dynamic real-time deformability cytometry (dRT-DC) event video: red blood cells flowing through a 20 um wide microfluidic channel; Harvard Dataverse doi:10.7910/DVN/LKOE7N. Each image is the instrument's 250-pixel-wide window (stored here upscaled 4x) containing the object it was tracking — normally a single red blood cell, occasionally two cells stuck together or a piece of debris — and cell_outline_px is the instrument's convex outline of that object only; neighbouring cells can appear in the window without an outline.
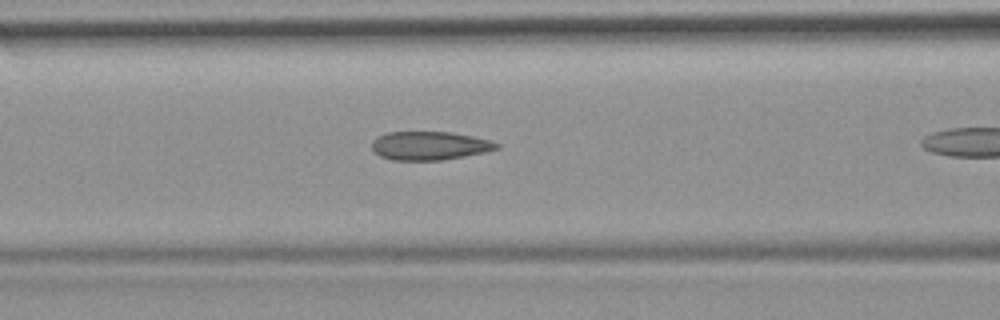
{"species": "common noctule bat (a hibernating species)", "species_latin": "Nyctalus noctula", "temperature_condition": "room temperature", "stored_images_in_passage": 19, "camera_frame_rate_fps": 3000, "um_per_image_px": 0.085, "animal": {"sex": "female", "body_mass_g": 19.9}, "frame": {"image": 1, "passage_image": 9, "time_ms": 2.667, "image_size_px": [1000, 320], "cell_outline_px": [[500, 148], [484, 152], [464, 156], [440, 160], [392, 160], [380, 156], [372, 148], [372, 140], [376, 136], [388, 132], [452, 132], [472, 136], [488, 140], [500, 144]], "centroid_in_image_um": [36.49, 12.38], "position_along_channel_um": 130.1, "area_um2": 20.69}}